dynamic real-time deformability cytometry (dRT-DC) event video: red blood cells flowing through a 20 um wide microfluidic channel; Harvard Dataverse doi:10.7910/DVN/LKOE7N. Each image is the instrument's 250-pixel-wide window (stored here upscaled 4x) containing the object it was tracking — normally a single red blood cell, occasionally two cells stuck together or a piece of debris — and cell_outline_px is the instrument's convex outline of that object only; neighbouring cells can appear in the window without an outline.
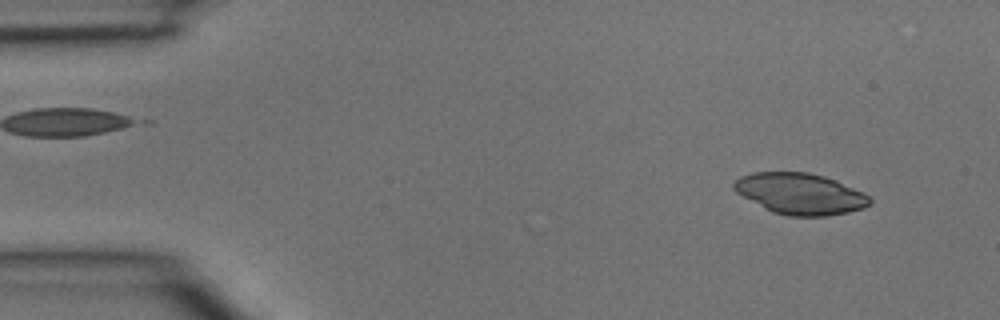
{"species": "common noctule bat (a hibernating species)", "species_latin": "Nyctalus noctula", "temperature_condition": "room temperature", "stored_images_in_passage": 4, "camera_frame_rate_fps": 3000, "um_per_image_px": 0.085, "animal": {"sex": "male", "body_mass_g": 15.6}, "frame": {"image": 1, "passage_image": 4, "time_ms": 1.0, "image_size_px": [1000, 320], "cell_outline_px": [[872, 204], [864, 208], [848, 212], [824, 216], [788, 216], [772, 212], [764, 208], [736, 192], [732, 188], [732, 184], [740, 176], [752, 172], [808, 172], [824, 176], [836, 180], [864, 192], [872, 200]], "centroid_in_image_um": [68.02, 16.46], "position_along_channel_um": 17.0, "area_um2": 32.71}}